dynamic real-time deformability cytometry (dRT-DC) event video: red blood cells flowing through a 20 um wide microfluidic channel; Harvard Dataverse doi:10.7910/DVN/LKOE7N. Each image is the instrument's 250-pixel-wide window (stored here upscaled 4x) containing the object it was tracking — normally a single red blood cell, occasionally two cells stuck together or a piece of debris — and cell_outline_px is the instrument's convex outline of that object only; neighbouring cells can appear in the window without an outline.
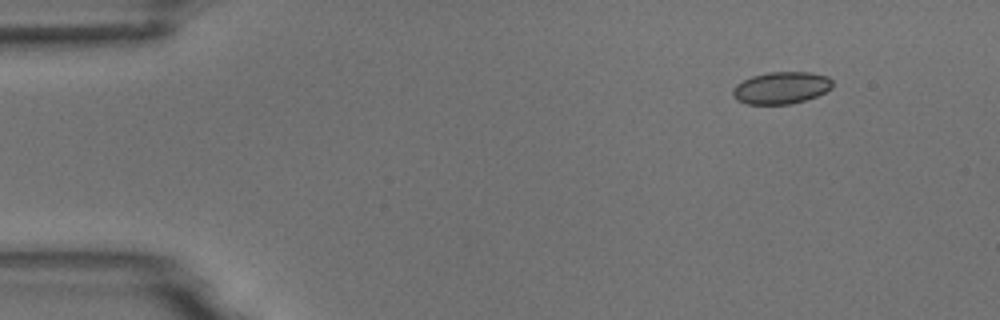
{"species": "common noctule bat (a hibernating species)", "species_latin": "Nyctalus noctula", "temperature_condition": "room temperature", "stored_images_in_passage": 4, "camera_frame_rate_fps": 3000, "um_per_image_px": 0.085, "animal": {"sex": "male", "body_mass_g": 18.8}, "frame": {"image": 1, "passage_image": 1, "time_ms": 0.0, "image_size_px": [1000, 320], "cell_outline_px": [[832, 88], [816, 96], [792, 104], [748, 104], [736, 100], [732, 96], [732, 88], [736, 84], [752, 76], [768, 72], [812, 72], [828, 76], [832, 80]], "centroid_in_image_um": [66.39, 7.46], "position_along_channel_um": 18.6, "area_um2": 18.73}}
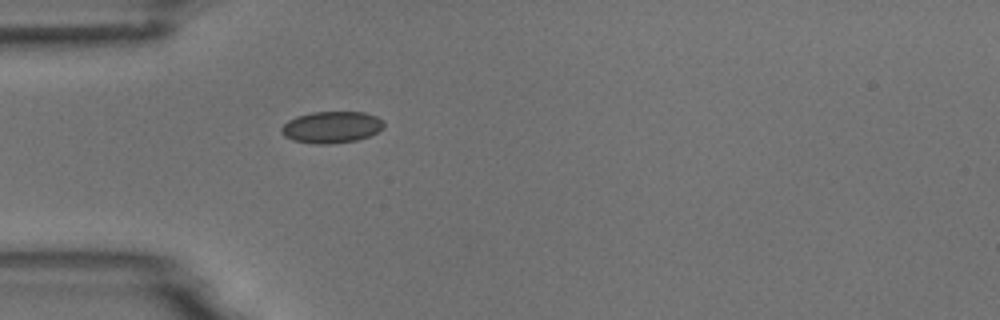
{"frame": {"image": 2, "passage_image": 4, "time_ms": 3.333, "image_size_px": [1000, 320], "cell_outline_px": [[384, 128], [368, 136], [356, 140], [328, 144], [316, 144], [292, 140], [284, 136], [280, 132], [280, 128], [288, 120], [296, 116], [312, 112], [364, 112], [376, 116], [384, 120]], "centroid_in_image_um": [28.17, 10.8], "position_along_channel_um": 56.8, "area_um2": 18.96}}